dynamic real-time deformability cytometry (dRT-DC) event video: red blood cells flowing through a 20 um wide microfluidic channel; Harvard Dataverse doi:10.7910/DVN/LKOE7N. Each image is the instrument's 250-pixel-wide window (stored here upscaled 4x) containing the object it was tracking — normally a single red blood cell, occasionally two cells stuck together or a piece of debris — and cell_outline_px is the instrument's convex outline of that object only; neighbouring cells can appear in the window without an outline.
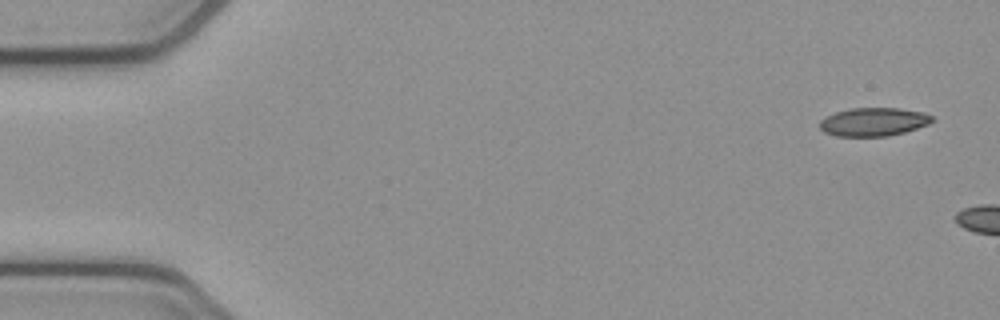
{"species": "common noctule bat (a hibernating species)", "species_latin": "Nyctalus noctula", "temperature_condition": "cold", "stored_images_in_passage": 2, "camera_frame_rate_fps": 3000, "um_per_image_px": 0.085, "animal": {"sex": "female", "body_mass_g": 21.9}, "frame": {"image": 1, "passage_image": 1, "time_ms": 0.0, "image_size_px": [1000, 320], "cell_outline_px": [[936, 120], [928, 124], [904, 132], [888, 136], [836, 136], [824, 132], [820, 128], [820, 120], [836, 112], [852, 108], [900, 108], [924, 112], [932, 116]], "centroid_in_image_um": [74.28, 10.35], "position_along_channel_um": 10.7, "area_um2": 18.55}}